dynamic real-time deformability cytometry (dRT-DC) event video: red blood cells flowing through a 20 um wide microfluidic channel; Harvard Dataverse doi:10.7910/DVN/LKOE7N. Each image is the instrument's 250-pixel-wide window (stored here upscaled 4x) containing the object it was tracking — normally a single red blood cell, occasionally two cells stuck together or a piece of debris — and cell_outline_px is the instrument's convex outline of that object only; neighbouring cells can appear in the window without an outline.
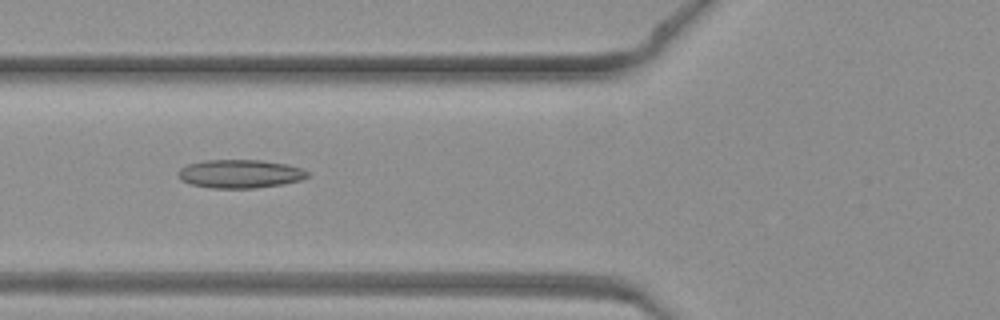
{"species": "common noctule bat (a hibernating species)", "species_latin": "Nyctalus noctula", "temperature_condition": "warm", "stored_images_in_passage": 44, "camera_frame_rate_fps": 3000, "um_per_image_px": 0.085, "animal": {"sex": "female", "body_mass_g": 19.3, "forearm_length_mm": 54.1}, "frame": {"image": 1, "passage_image": 16, "time_ms": 5.0, "image_size_px": [1000, 320], "cell_outline_px": [[308, 176], [300, 180], [284, 184], [256, 188], [212, 188], [192, 184], [180, 180], [176, 172], [180, 168], [188, 164], [204, 160], [260, 160], [288, 164], [304, 168], [308, 172]], "centroid_in_image_um": [20.41, 14.77], "position_along_channel_um": 105.4, "area_um2": 21.62}}
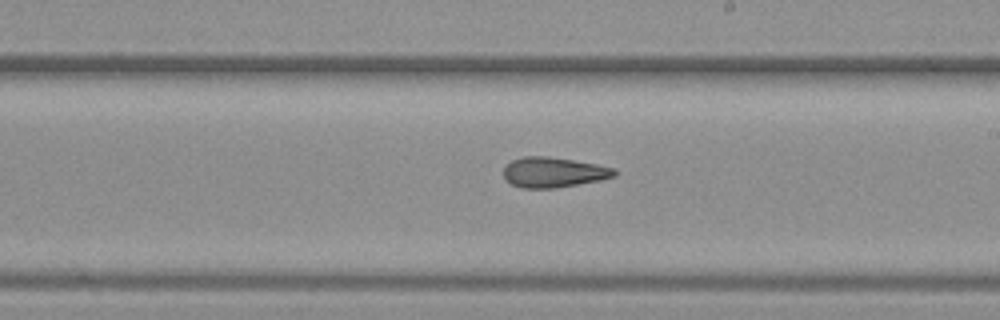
{"frame": {"image": 2, "passage_image": 25, "time_ms": 8.0, "image_size_px": [1000, 320], "cell_outline_px": [[616, 176], [600, 180], [556, 188], [520, 188], [504, 180], [504, 168], [512, 160], [524, 156], [548, 156], [596, 164], [616, 168]], "centroid_in_image_um": [47.04, 14.65], "position_along_channel_um": 242.0, "area_um2": 19.54}}
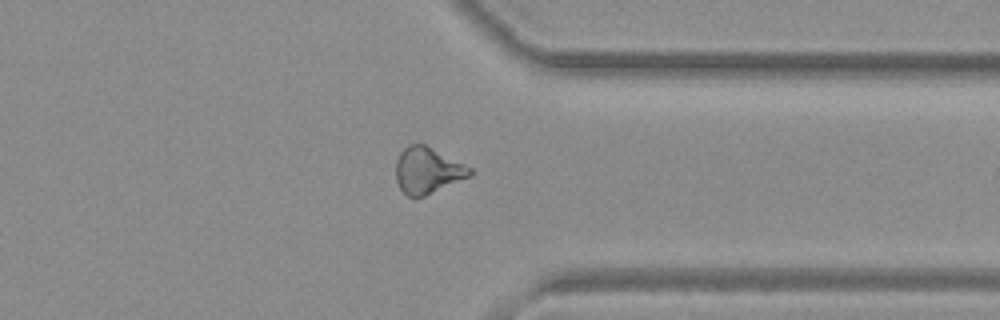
{"frame": {"image": 3, "passage_image": 34, "time_ms": 11.0, "image_size_px": [1000, 320], "cell_outline_px": [[472, 172], [468, 176], [424, 196], [408, 196], [400, 188], [396, 180], [396, 160], [400, 152], [408, 144], [424, 144], [472, 168]], "centroid_in_image_um": [36.29, 14.47], "position_along_channel_um": 375.1, "area_um2": 19.42}}